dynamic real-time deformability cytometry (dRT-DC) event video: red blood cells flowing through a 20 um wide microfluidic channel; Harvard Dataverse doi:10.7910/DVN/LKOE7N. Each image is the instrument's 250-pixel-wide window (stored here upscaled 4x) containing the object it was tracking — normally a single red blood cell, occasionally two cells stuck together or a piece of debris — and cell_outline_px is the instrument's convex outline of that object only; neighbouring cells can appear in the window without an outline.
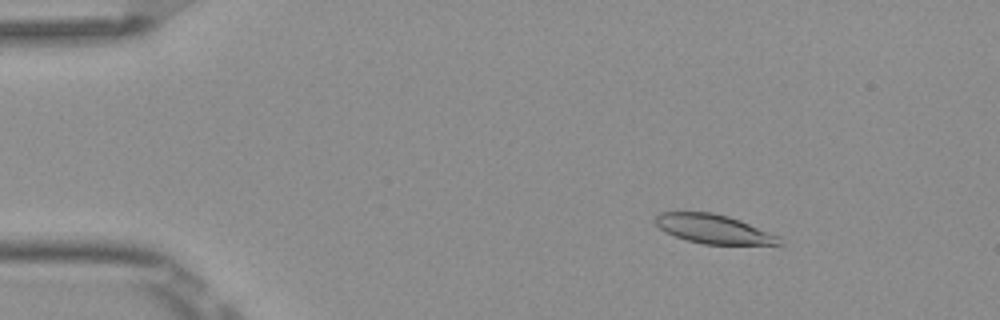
{"species": "Egyptian fruit bat (a non-hibernating species)", "species_latin": "Rousettus aegyptiacus", "temperature_condition": "room temperature", "stored_images_in_passage": 4, "camera_frame_rate_fps": 3000, "um_per_image_px": 0.085, "frame": {"image": 1, "passage_image": 2, "time_ms": 0.333, "image_size_px": [1000, 320], "cell_outline_px": [[784, 244], [704, 244], [688, 240], [664, 232], [656, 224], [656, 216], [660, 212], [712, 212], [728, 216], [740, 220], [780, 236]], "centroid_in_image_um": [60.67, 19.46], "position_along_channel_um": 24.3, "area_um2": 20.81}}